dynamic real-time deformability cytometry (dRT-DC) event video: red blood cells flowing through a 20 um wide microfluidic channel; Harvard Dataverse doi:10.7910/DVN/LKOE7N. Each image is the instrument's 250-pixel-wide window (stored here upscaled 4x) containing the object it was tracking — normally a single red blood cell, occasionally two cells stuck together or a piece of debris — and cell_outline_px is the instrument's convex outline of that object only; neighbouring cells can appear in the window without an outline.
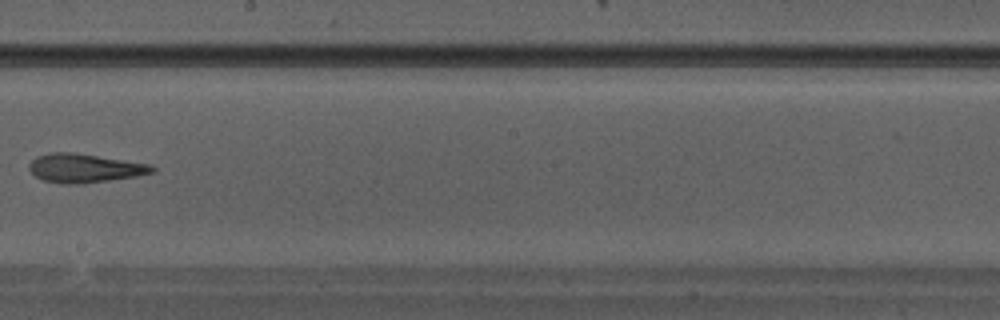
{"species": "Egyptian fruit bat (a non-hibernating species)", "species_latin": "Rousettus aegyptiacus", "temperature_condition": "warm", "stored_images_in_passage": 34, "camera_frame_rate_fps": 3000, "um_per_image_px": 0.085, "animal": {"sex": "male"}, "frame": {"image": 1, "passage_image": 20, "time_ms": 6.333, "image_size_px": [1000, 320], "cell_outline_px": [[156, 172], [136, 176], [84, 184], [64, 184], [44, 180], [36, 176], [28, 168], [28, 164], [36, 156], [52, 152], [72, 152], [148, 164], [156, 168]], "centroid_in_image_um": [7.17, 14.3], "position_along_channel_um": 241.0, "area_um2": 20.52}}